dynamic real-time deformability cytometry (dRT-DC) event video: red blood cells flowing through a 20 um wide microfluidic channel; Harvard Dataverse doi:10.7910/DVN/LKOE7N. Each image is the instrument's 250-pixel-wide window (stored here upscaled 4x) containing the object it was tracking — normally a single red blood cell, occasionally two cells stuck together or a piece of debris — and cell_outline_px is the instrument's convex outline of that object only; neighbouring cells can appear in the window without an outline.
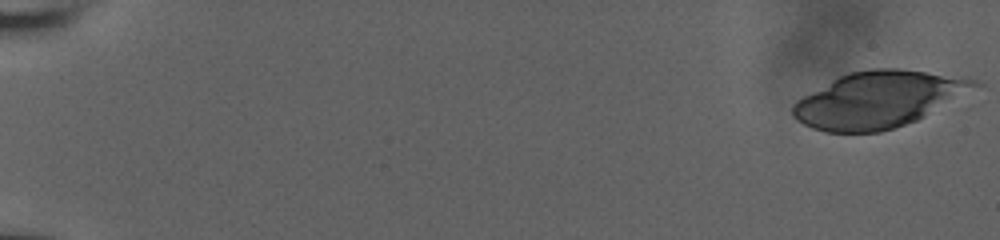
{"species": "human", "species_latin": "Homo sapiens", "temperature_condition": "room temperature", "stored_images_in_passage": 44, "camera_frame_rate_fps": 3000, "um_per_image_px": 0.085, "donor": {"sex": "male"}, "frame": {"image": 1, "passage_image": 1, "time_ms": 0.0, "image_size_px": [1000, 240], "cell_outline_px": [[984, 84], [924, 116], [916, 120], [880, 132], [824, 132], [812, 128], [796, 120], [792, 116], [792, 108], [796, 100], [840, 76], [848, 72], [872, 68], [900, 68], [964, 76], [980, 80]], "centroid_in_image_um": [74.7, 8.44], "position_along_channel_um": 10.3, "area_um2": 59.53}}
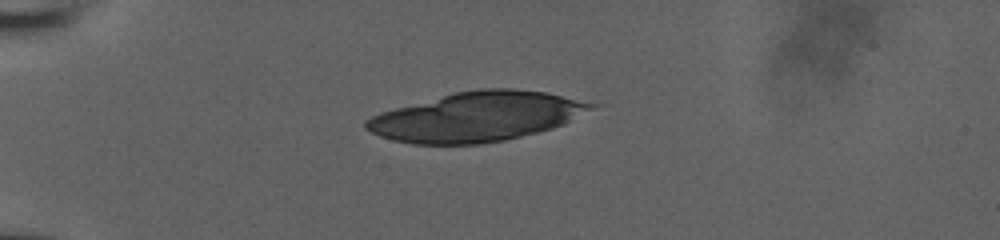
{"frame": {"image": 2, "passage_image": 16, "time_ms": 5.0, "image_size_px": [1000, 240], "cell_outline_px": [[604, 104], [564, 124], [552, 128], [504, 140], [480, 144], [412, 144], [380, 136], [364, 128], [364, 120], [380, 112], [456, 92], [480, 88], [512, 88], [544, 92]], "centroid_in_image_um": [40.58, 9.91], "position_along_channel_um": 44.4, "area_um2": 64.68}}